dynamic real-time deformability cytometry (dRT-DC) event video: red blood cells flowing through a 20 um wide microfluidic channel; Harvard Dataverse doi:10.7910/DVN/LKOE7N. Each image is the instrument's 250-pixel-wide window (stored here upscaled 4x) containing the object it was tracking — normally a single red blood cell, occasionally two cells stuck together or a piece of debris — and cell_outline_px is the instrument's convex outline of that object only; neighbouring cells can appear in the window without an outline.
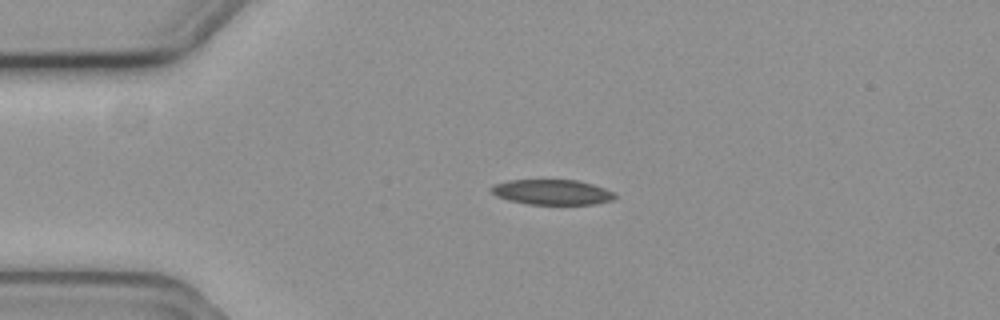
{"species": "common noctule bat (a hibernating species)", "species_latin": "Nyctalus noctula", "temperature_condition": "cold", "stored_images_in_passage": 3, "camera_frame_rate_fps": 3000, "um_per_image_px": 0.085, "animal": {"sex": "female", "body_mass_g": 19.3, "forearm_length_mm": 54.1}, "frame": {"image": 1, "passage_image": 2, "time_ms": 0.333, "image_size_px": [1000, 320], "cell_outline_px": [[616, 196], [612, 200], [596, 204], [528, 204], [508, 200], [496, 196], [488, 188], [492, 184], [508, 180], [576, 180], [592, 184], [616, 192]], "centroid_in_image_um": [46.9, 16.33], "position_along_channel_um": 38.1, "area_um2": 18.26}}